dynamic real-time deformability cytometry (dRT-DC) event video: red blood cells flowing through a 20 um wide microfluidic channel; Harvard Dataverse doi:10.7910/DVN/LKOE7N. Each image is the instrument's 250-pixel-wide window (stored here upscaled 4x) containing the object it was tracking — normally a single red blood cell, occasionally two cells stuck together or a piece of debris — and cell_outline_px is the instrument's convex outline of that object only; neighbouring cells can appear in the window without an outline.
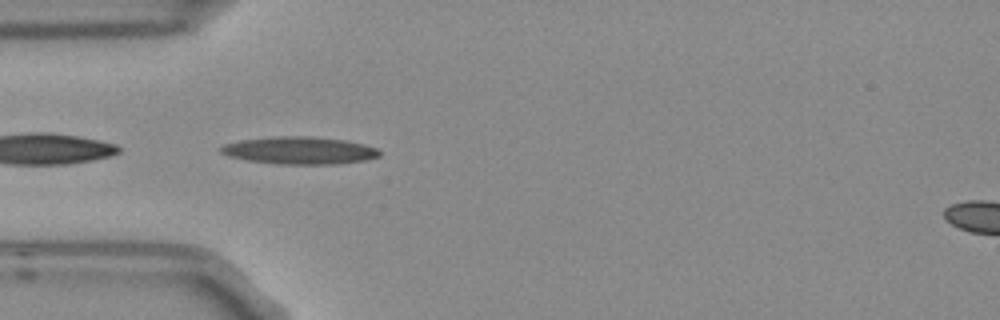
{"species": "Egyptian fruit bat (a non-hibernating species)", "species_latin": "Rousettus aegyptiacus", "temperature_condition": "room temperature", "stored_images_in_passage": 8, "camera_frame_rate_fps": 3000, "um_per_image_px": 0.085, "frame": {"image": 1, "passage_image": 4, "time_ms": 1.0, "image_size_px": [1000, 320], "cell_outline_px": [[380, 156], [364, 160], [336, 164], [276, 164], [248, 160], [228, 156], [220, 152], [220, 148], [224, 144], [240, 140], [276, 136], [312, 136], [344, 140], [364, 144], [376, 148], [380, 152]], "centroid_in_image_um": [25.44, 12.78], "position_along_channel_um": 59.6, "area_um2": 25.32}}
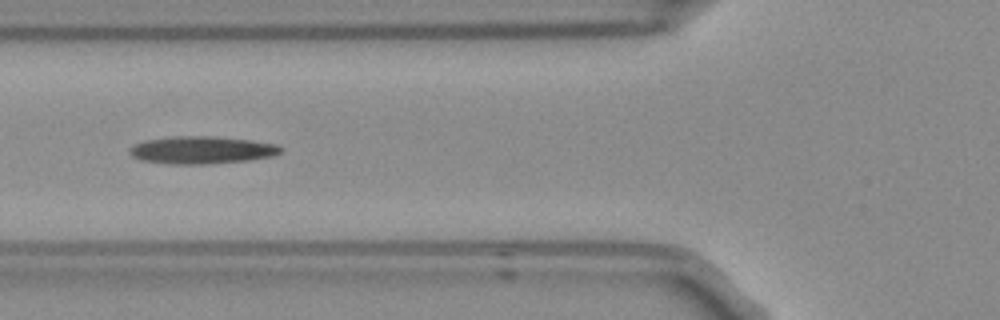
{"frame": {"image": 2, "passage_image": 5, "time_ms": 1.333, "image_size_px": [1000, 320], "cell_outline_px": [[284, 148], [280, 152], [272, 156], [248, 160], [204, 164], [168, 164], [140, 160], [132, 156], [128, 152], [128, 148], [144, 140], [172, 136], [216, 136], [252, 140], [276, 144]], "centroid_in_image_um": [17.12, 12.74], "position_along_channel_um": 108.7, "area_um2": 24.39}}
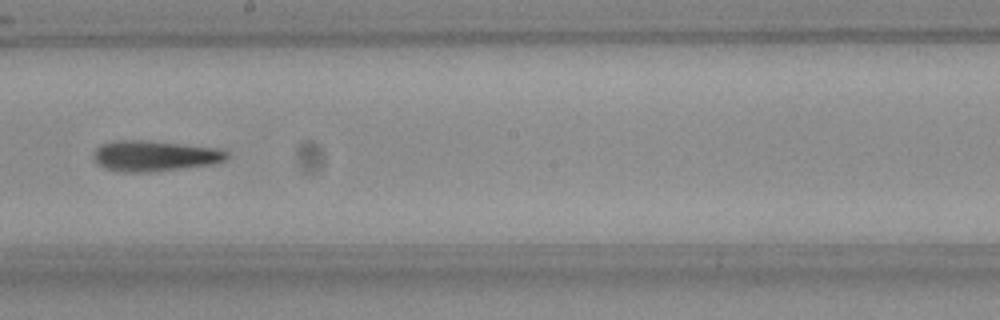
{"frame": {"image": 3, "passage_image": 8, "time_ms": 2.333, "image_size_px": [1000, 320], "cell_outline_px": [[228, 156], [224, 160], [208, 164], [148, 172], [128, 172], [104, 168], [96, 160], [96, 148], [100, 144], [116, 140], [144, 140], [216, 148], [228, 152]], "centroid_in_image_um": [13.11, 13.23], "position_along_channel_um": 235.1, "area_um2": 23.06}}